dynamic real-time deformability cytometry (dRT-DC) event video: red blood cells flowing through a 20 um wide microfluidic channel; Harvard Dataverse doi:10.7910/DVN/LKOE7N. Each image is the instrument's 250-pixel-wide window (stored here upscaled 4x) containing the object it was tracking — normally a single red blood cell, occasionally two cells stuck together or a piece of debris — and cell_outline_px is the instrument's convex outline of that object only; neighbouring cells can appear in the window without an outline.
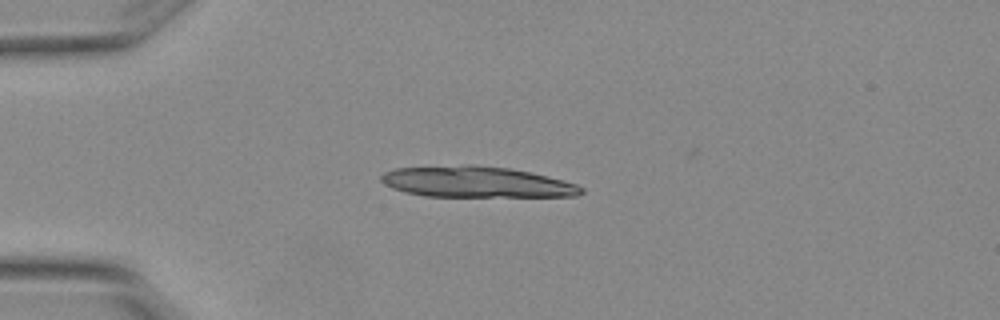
{"species": "Egyptian fruit bat (a non-hibernating species)", "species_latin": "Rousettus aegyptiacus", "temperature_condition": "warm", "stored_images_in_passage": 3, "camera_frame_rate_fps": 3000, "um_per_image_px": 0.085, "animal": {"sex": "female"}, "frame": {"image": 1, "passage_image": 1, "time_ms": 0.0, "image_size_px": [1000, 320], "cell_outline_px": [[584, 192], [576, 196], [424, 196], [404, 192], [392, 188], [384, 184], [380, 180], [380, 176], [384, 172], [396, 168], [464, 164], [472, 164], [508, 168], [548, 176], [564, 180], [576, 184], [584, 188]], "centroid_in_image_um": [40.46, 15.46], "position_along_channel_um": 44.5, "area_um2": 36.18}}